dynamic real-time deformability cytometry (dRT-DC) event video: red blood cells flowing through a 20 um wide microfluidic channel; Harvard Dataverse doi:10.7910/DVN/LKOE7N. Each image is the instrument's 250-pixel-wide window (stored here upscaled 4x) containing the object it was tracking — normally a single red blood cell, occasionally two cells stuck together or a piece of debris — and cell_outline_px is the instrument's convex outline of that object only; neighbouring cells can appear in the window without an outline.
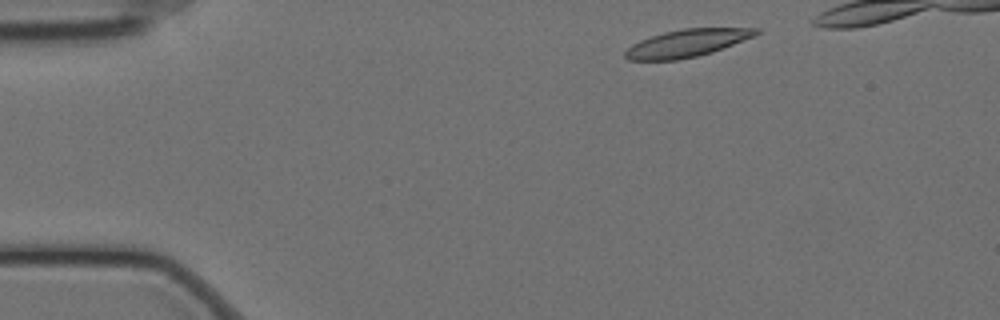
{"species": "Egyptian fruit bat (a non-hibernating species)", "species_latin": "Rousettus aegyptiacus", "temperature_condition": "cold", "stored_images_in_passage": 43, "camera_frame_rate_fps": 3000, "um_per_image_px": 0.085, "animal": {"sex": "female"}, "frame": {"image": 1, "passage_image": 1, "time_ms": 0.0, "image_size_px": [1000, 320], "cell_outline_px": [[760, 32], [756, 36], [712, 52], [696, 56], [676, 60], [628, 60], [624, 56], [624, 52], [632, 44], [640, 40], [664, 32], [684, 28], [760, 28]], "centroid_in_image_um": [58.41, 3.66], "position_along_channel_um": 26.6, "area_um2": 20.92}}
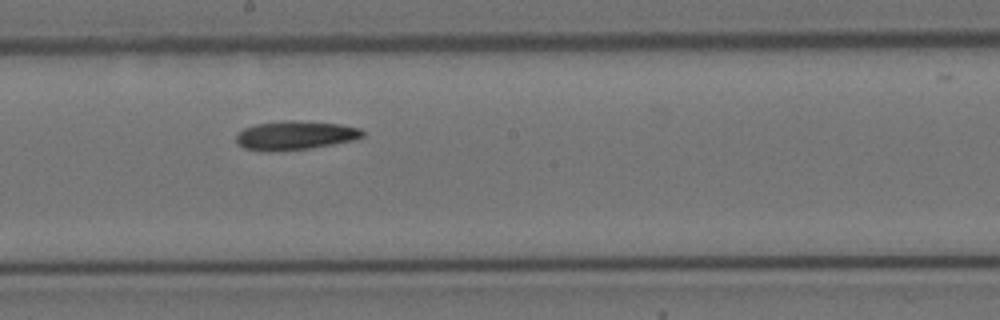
{"frame": {"image": 2, "passage_image": 24, "time_ms": 7.667, "image_size_px": [1000, 320], "cell_outline_px": [[364, 136], [352, 140], [332, 144], [308, 148], [272, 152], [268, 152], [244, 148], [236, 140], [236, 132], [244, 128], [256, 124], [288, 120], [292, 120], [340, 124], [360, 128], [364, 132]], "centroid_in_image_um": [25.06, 11.5], "position_along_channel_um": 223.1, "area_um2": 21.15}}
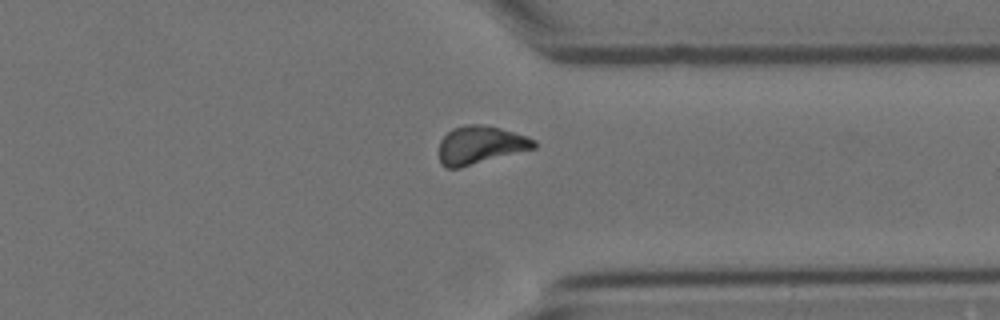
{"frame": {"image": 3, "passage_image": 37, "time_ms": 12.0, "image_size_px": [1000, 320], "cell_outline_px": [[536, 148], [460, 168], [448, 168], [440, 164], [440, 140], [452, 128], [468, 124], [480, 124], [500, 128], [528, 136], [536, 140]], "centroid_in_image_um": [40.84, 12.33], "position_along_channel_um": 370.6, "area_um2": 21.1}}